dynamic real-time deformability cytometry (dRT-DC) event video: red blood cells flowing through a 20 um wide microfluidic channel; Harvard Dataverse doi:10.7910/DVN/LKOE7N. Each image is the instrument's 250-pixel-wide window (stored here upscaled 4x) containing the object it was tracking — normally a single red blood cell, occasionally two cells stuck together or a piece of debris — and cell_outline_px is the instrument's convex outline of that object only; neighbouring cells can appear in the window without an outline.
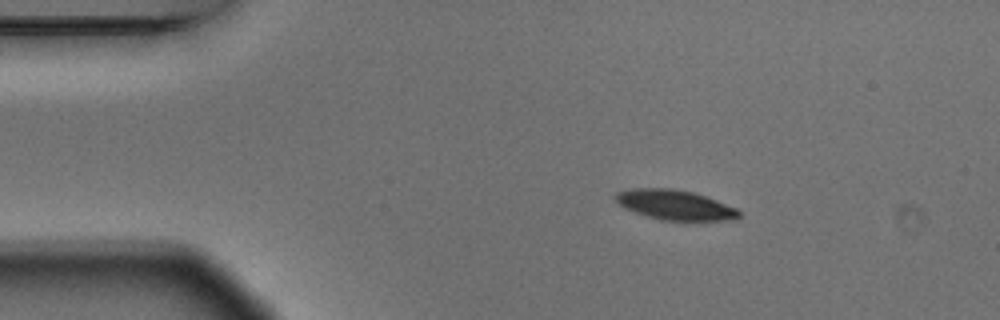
{"species": "Egyptian fruit bat (a non-hibernating species)", "species_latin": "Rousettus aegyptiacus", "temperature_condition": "warm", "stored_images_in_passage": 2, "camera_frame_rate_fps": 3000, "um_per_image_px": 0.085, "animal": {"sex": "male"}, "frame": {"image": 1, "passage_image": 1, "time_ms": 0.0, "image_size_px": [1000, 320], "cell_outline_px": [[740, 216], [732, 220], [692, 224], [660, 220], [624, 208], [616, 200], [616, 192], [632, 188], [672, 188], [692, 192], [716, 200], [736, 208], [740, 212]], "centroid_in_image_um": [57.44, 17.48], "position_along_channel_um": 27.6, "area_um2": 22.25}}